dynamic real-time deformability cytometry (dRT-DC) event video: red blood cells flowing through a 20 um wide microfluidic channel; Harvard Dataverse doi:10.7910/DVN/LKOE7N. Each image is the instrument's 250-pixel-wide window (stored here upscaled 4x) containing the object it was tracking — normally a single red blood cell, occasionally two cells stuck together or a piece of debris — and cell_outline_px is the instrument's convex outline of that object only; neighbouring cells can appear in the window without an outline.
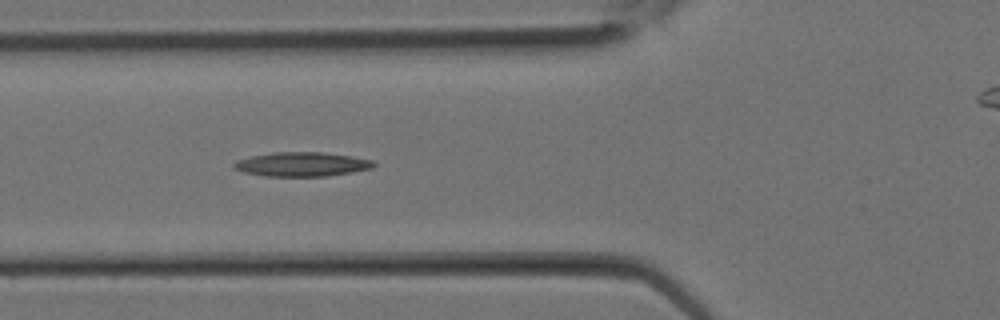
{"species": "Egyptian fruit bat (a non-hibernating species)", "species_latin": "Rousettus aegyptiacus", "temperature_condition": "room temperature", "stored_images_in_passage": 10, "camera_frame_rate_fps": 3000, "um_per_image_px": 0.085, "animal": {"sex": "female"}, "frame": {"image": 1, "passage_image": 10, "time_ms": 3.0, "image_size_px": [1000, 320], "cell_outline_px": [[376, 164], [372, 168], [352, 172], [328, 176], [264, 176], [244, 172], [232, 168], [232, 164], [236, 160], [252, 156], [276, 152], [320, 152], [352, 156], [372, 160]], "centroid_in_image_um": [25.64, 13.96], "position_along_channel_um": 100.2, "area_um2": 19.71}}